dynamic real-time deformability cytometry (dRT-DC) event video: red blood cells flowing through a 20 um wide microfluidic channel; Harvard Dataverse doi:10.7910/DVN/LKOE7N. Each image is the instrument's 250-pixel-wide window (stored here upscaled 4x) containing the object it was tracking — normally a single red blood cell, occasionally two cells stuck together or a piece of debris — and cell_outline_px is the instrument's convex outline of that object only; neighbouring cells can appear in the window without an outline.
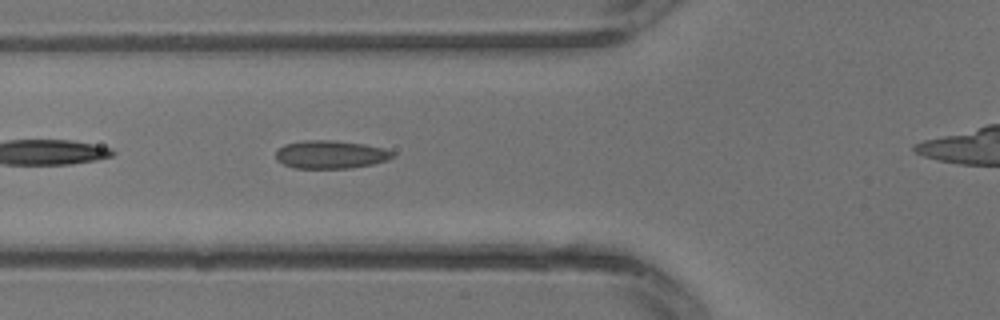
{"species": "common noctule bat (a hibernating species)", "species_latin": "Nyctalus noctula", "temperature_condition": "warm", "stored_images_in_passage": 18, "camera_frame_rate_fps": 3000, "um_per_image_px": 0.085, "animal": {"sex": "male", "body_mass_g": 13.3}, "frame": {"image": 1, "passage_image": 2, "time_ms": 0.333, "image_size_px": [1000, 320], "cell_outline_px": [[392, 156], [388, 160], [372, 164], [348, 168], [292, 168], [276, 160], [276, 152], [284, 144], [304, 140], [336, 140], [364, 144], [384, 148], [392, 152]], "centroid_in_image_um": [28.07, 13.13], "position_along_channel_um": 97.7, "area_um2": 19.07}}
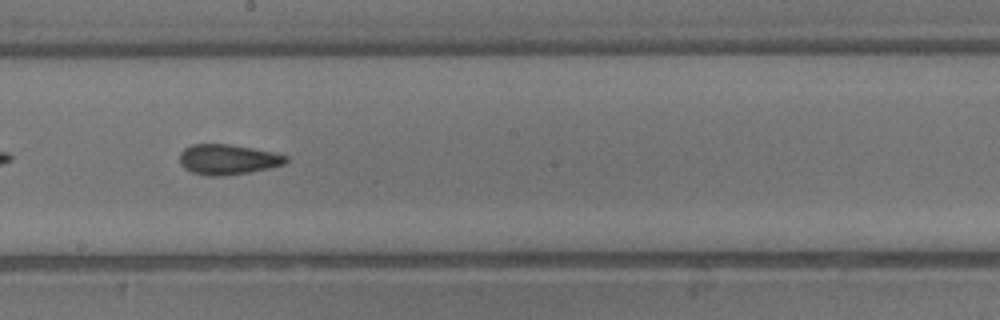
{"frame": {"image": 2, "passage_image": 8, "time_ms": 2.333, "image_size_px": [1000, 320], "cell_outline_px": [[288, 160], [284, 164], [268, 168], [248, 172], [220, 176], [208, 176], [192, 172], [184, 168], [180, 164], [180, 152], [184, 148], [192, 144], [228, 144], [276, 152], [288, 156]], "centroid_in_image_um": [19.36, 13.54], "position_along_channel_um": 228.8, "area_um2": 18.73}}
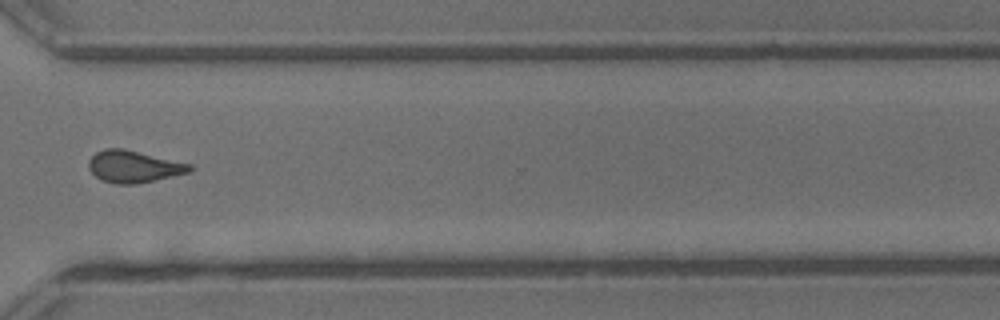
{"frame": {"image": 3, "passage_image": 14, "time_ms": 4.333, "image_size_px": [1000, 320], "cell_outline_px": [[192, 168], [188, 172], [172, 176], [136, 184], [116, 184], [104, 180], [96, 176], [88, 168], [88, 160], [96, 152], [104, 148], [124, 148], [192, 164]], "centroid_in_image_um": [11.34, 14.14], "position_along_channel_um": 359.3, "area_um2": 18.73}}